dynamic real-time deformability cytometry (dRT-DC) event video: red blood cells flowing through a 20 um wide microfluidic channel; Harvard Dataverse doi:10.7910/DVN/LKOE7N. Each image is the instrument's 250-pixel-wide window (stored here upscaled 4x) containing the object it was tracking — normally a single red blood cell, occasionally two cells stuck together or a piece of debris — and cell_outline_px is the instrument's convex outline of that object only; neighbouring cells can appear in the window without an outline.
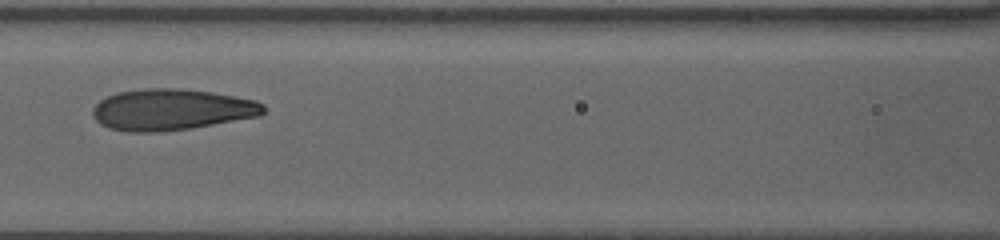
{"species": "human", "species_latin": "Homo sapiens", "temperature_condition": "warm", "stored_images_in_passage": 16, "camera_frame_rate_fps": 3000, "um_per_image_px": 0.085, "donor": {"sex": "female"}, "frame": {"image": 1, "passage_image": 12, "time_ms": 6.0, "image_size_px": [1000, 240], "cell_outline_px": [[264, 112], [260, 116], [192, 128], [156, 132], [132, 132], [108, 128], [100, 124], [92, 116], [92, 108], [100, 100], [116, 92], [144, 88], [176, 88], [212, 92], [236, 96], [256, 100], [264, 104]], "centroid_in_image_um": [14.57, 9.31], "position_along_channel_um": 152.0, "area_um2": 41.27}}
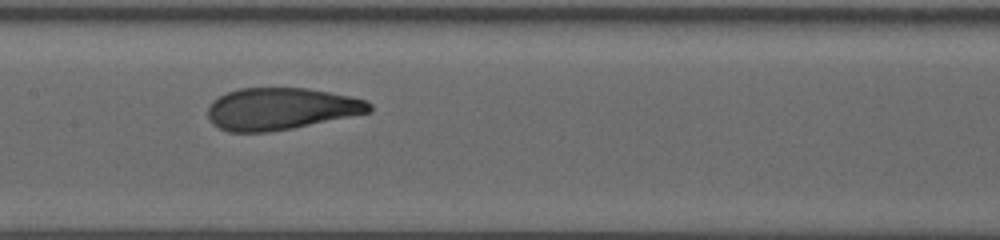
{"frame": {"image": 2, "passage_image": 14, "time_ms": 7.0, "image_size_px": [1000, 240], "cell_outline_px": [[372, 108], [368, 112], [292, 128], [268, 132], [228, 132], [212, 124], [208, 120], [208, 104], [212, 100], [228, 92], [240, 88], [308, 88], [348, 96], [364, 100], [372, 104]], "centroid_in_image_um": [23.79, 9.25], "position_along_channel_um": 183.6, "area_um2": 39.19}}
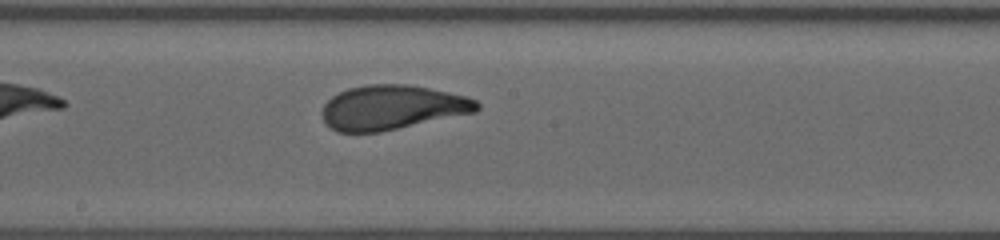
{"frame": {"image": 3, "passage_image": 16, "time_ms": 8.0, "image_size_px": [1000, 240], "cell_outline_px": [[480, 108], [476, 112], [380, 132], [336, 132], [324, 120], [324, 104], [332, 96], [348, 88], [364, 84], [408, 84], [448, 92], [464, 96], [476, 100], [480, 104]], "centroid_in_image_um": [33.35, 9.12], "position_along_channel_um": 214.9, "area_um2": 39.88}}